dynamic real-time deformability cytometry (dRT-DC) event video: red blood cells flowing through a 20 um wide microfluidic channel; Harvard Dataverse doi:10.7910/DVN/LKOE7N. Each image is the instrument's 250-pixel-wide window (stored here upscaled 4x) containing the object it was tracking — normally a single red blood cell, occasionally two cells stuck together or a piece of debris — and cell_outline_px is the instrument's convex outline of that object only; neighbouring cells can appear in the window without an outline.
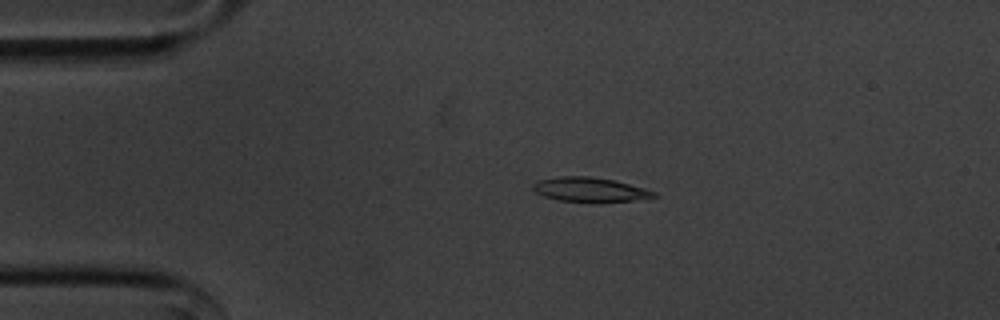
{"species": "common noctule bat (a hibernating species)", "species_latin": "Nyctalus noctula", "temperature_condition": "cold", "stored_images_in_passage": 54, "camera_frame_rate_fps": 3000, "um_per_image_px": 0.085, "animal": {"sex": "male", "body_mass_g": 20.1, "forearm_length_mm": 53.5}, "frame": {"image": 1, "passage_image": 10, "time_ms": 3.0, "image_size_px": [1000, 320], "cell_outline_px": [[660, 196], [632, 200], [560, 200], [544, 196], [536, 192], [532, 188], [532, 184], [536, 180], [560, 176], [592, 176], [612, 180], [644, 188], [656, 192]], "centroid_in_image_um": [50.09, 16.07], "position_along_channel_um": 34.9, "area_um2": 16.53}}
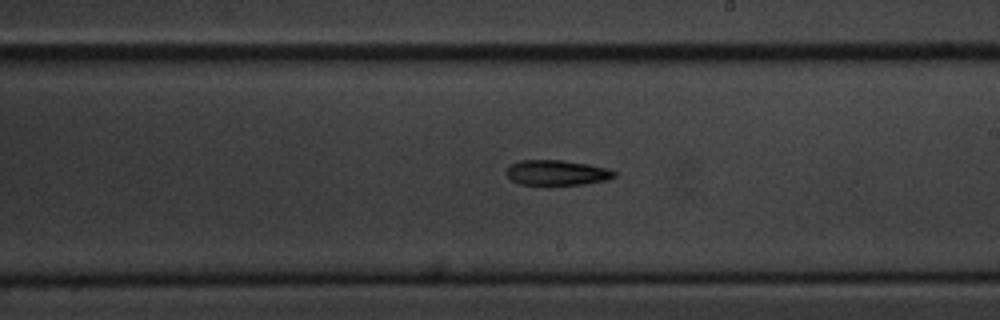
{"frame": {"image": 2, "passage_image": 30, "time_ms": 9.667, "image_size_px": [1000, 320], "cell_outline_px": [[616, 176], [608, 180], [584, 184], [548, 188], [544, 188], [520, 184], [512, 180], [504, 172], [512, 164], [520, 160], [560, 160], [588, 164], [608, 168], [616, 172]], "centroid_in_image_um": [47.32, 14.73], "position_along_channel_um": 241.7, "area_um2": 16.7}}
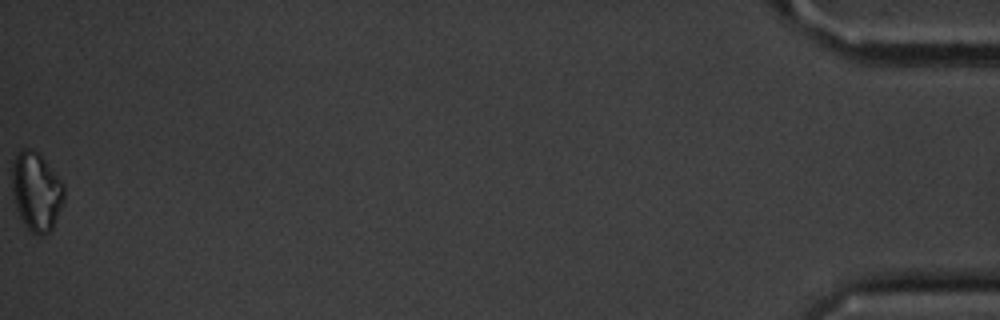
{"frame": {"image": 3, "passage_image": 54, "time_ms": 17.667, "image_size_px": [1000, 320], "cell_outline_px": [[64, 204], [52, 228], [44, 236], [40, 236], [32, 232], [24, 224], [16, 208], [12, 192], [12, 164], [20, 148], [32, 148], [44, 160], [64, 184]], "centroid_in_image_um": [3.09, 16.29], "position_along_channel_um": 432.1, "area_um2": 23.87}, "authors_computed_cell_mechanics": {"area_um2": 16.762, "velocity_mm_per_s": 3.6232, "shape_relaxation_time_tau1_ms": 4.1939, "shape_relaxation_time_tau2_ms": null, "deformation_change_tau1": 0.161, "deformation_change_tau2": null}}